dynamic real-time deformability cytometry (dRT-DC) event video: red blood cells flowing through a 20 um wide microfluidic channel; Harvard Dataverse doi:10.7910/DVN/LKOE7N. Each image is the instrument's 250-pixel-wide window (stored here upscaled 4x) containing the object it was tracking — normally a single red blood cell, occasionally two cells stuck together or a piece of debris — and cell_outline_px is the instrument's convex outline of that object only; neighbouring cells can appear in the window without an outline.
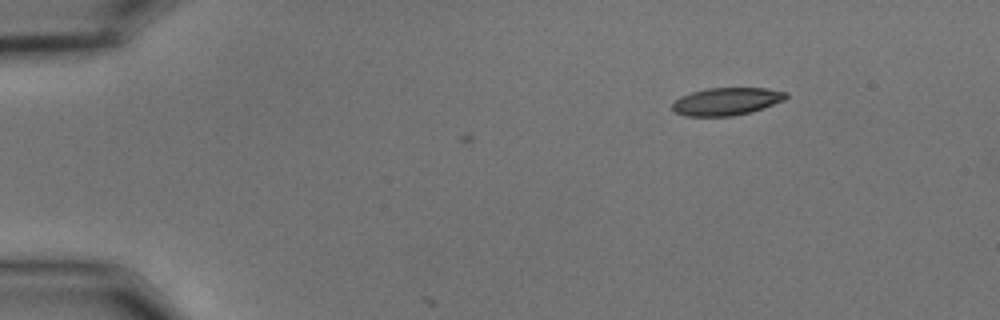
{"species": "common noctule bat (a hibernating species)", "species_latin": "Nyctalus noctula", "temperature_condition": "cold", "stored_images_in_passage": 2, "camera_frame_rate_fps": 3000, "um_per_image_px": 0.085, "animal": {"sex": "male", "body_mass_g": 15.6}, "frame": {"image": 1, "passage_image": 2, "time_ms": 0.333, "image_size_px": [1000, 320], "cell_outline_px": [[788, 96], [784, 100], [748, 112], [732, 116], [684, 116], [676, 112], [672, 108], [672, 104], [680, 96], [704, 88], [764, 88], [788, 92]], "centroid_in_image_um": [61.72, 8.61], "position_along_channel_um": 23.3, "area_um2": 18.09}}